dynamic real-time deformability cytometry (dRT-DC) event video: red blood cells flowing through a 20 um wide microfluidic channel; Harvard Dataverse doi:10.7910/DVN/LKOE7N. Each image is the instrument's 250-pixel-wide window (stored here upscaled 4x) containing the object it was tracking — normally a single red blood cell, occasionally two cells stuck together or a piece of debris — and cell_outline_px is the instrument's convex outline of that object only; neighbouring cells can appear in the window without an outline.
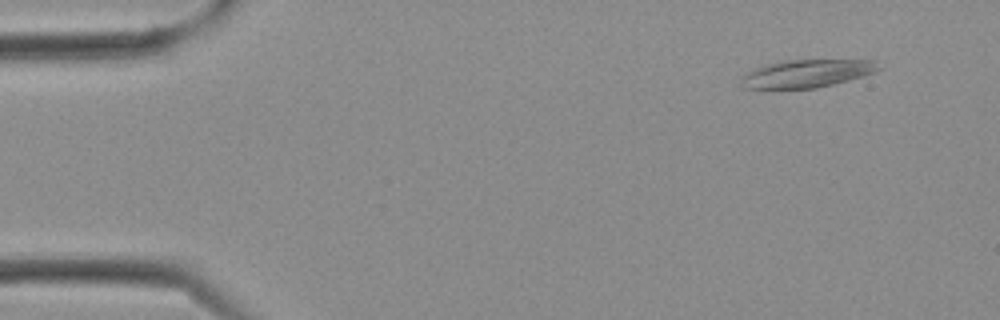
{"species": "Egyptian fruit bat (a non-hibernating species)", "species_latin": "Rousettus aegyptiacus", "temperature_condition": "cold", "stored_images_in_passage": 9, "camera_frame_rate_fps": 3000, "um_per_image_px": 0.085, "frame": {"image": 1, "passage_image": 3, "time_ms": 0.667, "image_size_px": [1000, 320], "cell_outline_px": [[884, 68], [876, 72], [864, 76], [816, 88], [744, 88], [740, 80], [748, 72], [764, 64], [776, 60], [876, 60]], "centroid_in_image_um": [68.64, 6.23], "position_along_channel_um": 16.4, "area_um2": 22.43}}
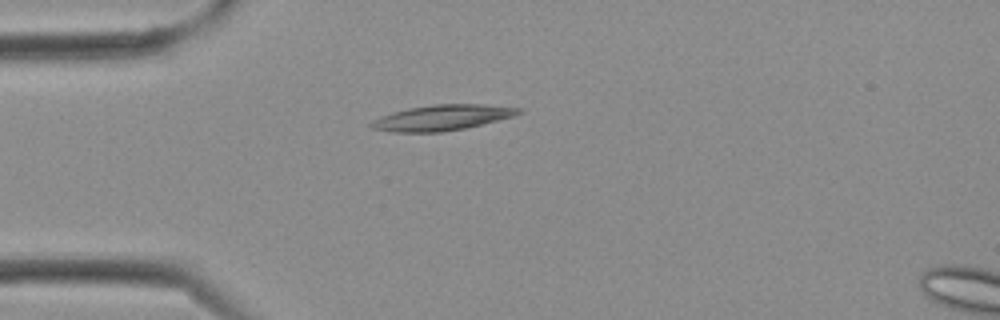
{"frame": {"image": 2, "passage_image": 8, "time_ms": 2.333, "image_size_px": [1000, 320], "cell_outline_px": [[524, 112], [516, 116], [464, 128], [444, 132], [392, 132], [372, 128], [368, 124], [372, 120], [380, 116], [392, 112], [408, 108], [432, 104], [484, 104], [524, 108]], "centroid_in_image_um": [37.61, 9.99], "position_along_channel_um": 47.4, "area_um2": 22.2}}